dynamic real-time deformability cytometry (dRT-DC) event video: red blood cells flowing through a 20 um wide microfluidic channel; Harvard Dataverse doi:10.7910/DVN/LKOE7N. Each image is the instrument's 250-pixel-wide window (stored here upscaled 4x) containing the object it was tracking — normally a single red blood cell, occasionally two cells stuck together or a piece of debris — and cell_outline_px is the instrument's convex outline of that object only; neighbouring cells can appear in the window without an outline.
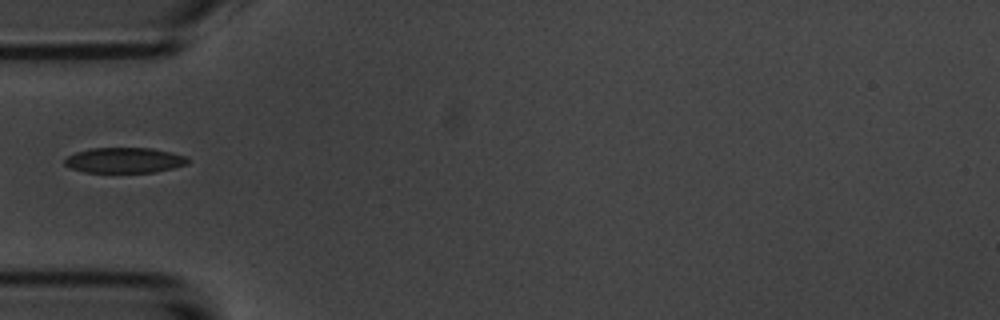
{"species": "common noctule bat (a hibernating species)", "species_latin": "Nyctalus noctula", "temperature_condition": "room temperature", "stored_images_in_passage": 1, "camera_frame_rate_fps": 3000, "um_per_image_px": 0.085, "animal": {"sex": "male", "body_mass_g": 20.1, "forearm_length_mm": 53.5}, "frame": {"image": 1, "passage_image": 1, "time_ms": 0.0, "image_size_px": [1000, 320], "cell_outline_px": [[188, 164], [156, 172], [84, 172], [68, 168], [64, 164], [64, 160], [68, 156], [76, 152], [92, 148], [152, 148], [172, 152], [188, 156]], "centroid_in_image_um": [10.58, 13.62], "position_along_channel_um": 74.4, "area_um2": 18.32}}